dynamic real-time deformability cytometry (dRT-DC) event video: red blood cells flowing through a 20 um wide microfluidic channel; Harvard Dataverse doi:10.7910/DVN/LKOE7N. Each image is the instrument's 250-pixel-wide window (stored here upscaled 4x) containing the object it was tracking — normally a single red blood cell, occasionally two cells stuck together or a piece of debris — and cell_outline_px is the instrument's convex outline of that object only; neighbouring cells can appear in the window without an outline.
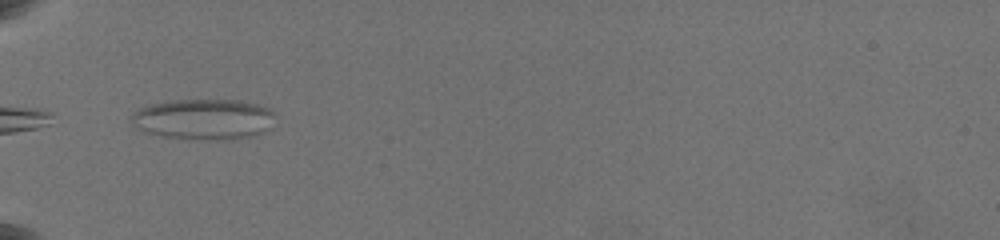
{"species": "common noctule bat (a hibernating species)", "species_latin": "Nyctalus noctula", "temperature_condition": "warm", "stored_images_in_passage": 29, "camera_frame_rate_fps": 3000, "um_per_image_px": 0.085, "animal": {"sex": "female", "body_mass_g": 19.5, "forearm_length_mm": 54.1}, "frame": {"image": 1, "passage_image": 1, "time_ms": 0.0, "image_size_px": [1000, 240], "cell_outline_px": [[272, 128], [256, 136], [228, 140], [188, 140], [164, 136], [144, 132], [132, 120], [132, 112], [148, 104], [172, 100], [240, 100], [256, 104], [268, 108], [272, 112]], "centroid_in_image_um": [17.34, 10.15], "position_along_channel_um": 67.7, "area_um2": 34.39}}
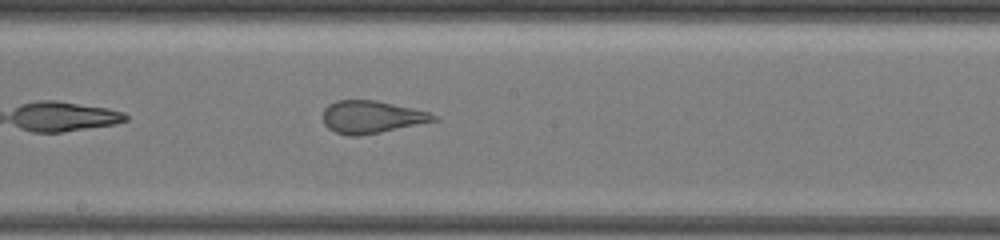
{"frame": {"image": 2, "passage_image": 11, "time_ms": 4.333, "image_size_px": [1000, 240], "cell_outline_px": [[440, 120], [360, 136], [348, 136], [336, 132], [328, 128], [324, 124], [324, 108], [328, 104], [336, 100], [376, 100], [428, 112], [436, 116]], "centroid_in_image_um": [31.56, 9.95], "position_along_channel_um": 216.6, "area_um2": 20.87}}
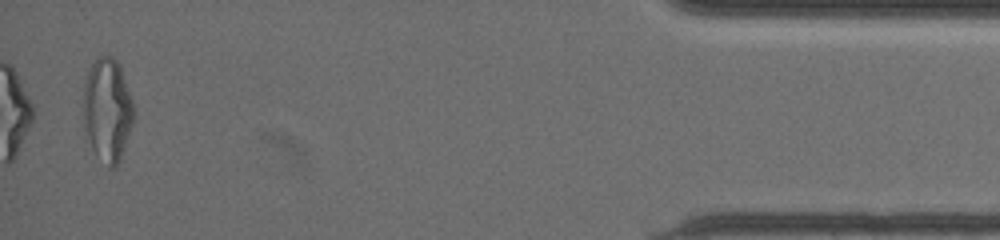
{"frame": {"image": 3, "passage_image": 28, "time_ms": 12.0, "image_size_px": [1000, 240], "cell_outline_px": [[132, 124], [120, 160], [116, 168], [108, 168], [92, 148], [84, 124], [84, 80], [92, 64], [100, 56], [112, 56], [120, 64], [132, 100]], "centroid_in_image_um": [9.13, 9.33], "position_along_channel_um": 426.1, "area_um2": 29.82}, "authors_computed_cell_mechanics": {"area_um2": 23.2356, "velocity_mm_per_s": 3.5905, "shape_relaxation_time_tau1_ms": null, "shape_relaxation_time_tau2_ms": 1.0814, "deformation_change_tau1": null, "deformation_change_tau2": 0.1021}}